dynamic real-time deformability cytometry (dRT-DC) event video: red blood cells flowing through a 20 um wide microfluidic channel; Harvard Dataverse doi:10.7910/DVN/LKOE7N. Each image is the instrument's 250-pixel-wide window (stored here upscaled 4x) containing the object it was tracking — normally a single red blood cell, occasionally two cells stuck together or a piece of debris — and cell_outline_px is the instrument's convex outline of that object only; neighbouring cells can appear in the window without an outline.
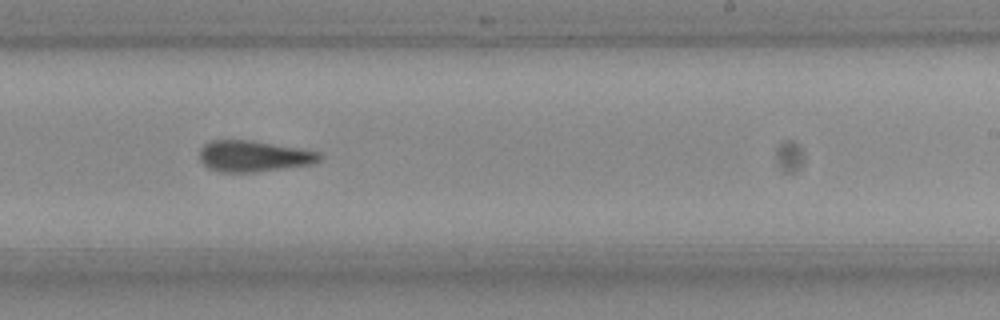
{"species": "Egyptian fruit bat (a non-hibernating species)", "species_latin": "Rousettus aegyptiacus", "temperature_condition": "room temperature", "stored_images_in_passage": 32, "camera_frame_rate_fps": 3000, "um_per_image_px": 0.085, "frame": {"image": 1, "passage_image": 19, "time_ms": 6.0, "image_size_px": [1000, 320], "cell_outline_px": [[324, 156], [320, 160], [312, 164], [256, 172], [220, 172], [208, 168], [200, 160], [200, 148], [204, 144], [212, 140], [252, 140], [320, 152]], "centroid_in_image_um": [21.56, 13.27], "position_along_channel_um": 267.4, "area_um2": 21.79}, "authors_computed_cell_mechanics": {"area_um2": 22.1374, "velocity_mm_per_s": 3.8131, "shape_relaxation_time_tau1_ms": 9.0178, "shape_relaxation_time_tau2_ms": 3.3891, "deformation_change_tau1": 0.2536, "deformation_change_tau2": 0.1401}}